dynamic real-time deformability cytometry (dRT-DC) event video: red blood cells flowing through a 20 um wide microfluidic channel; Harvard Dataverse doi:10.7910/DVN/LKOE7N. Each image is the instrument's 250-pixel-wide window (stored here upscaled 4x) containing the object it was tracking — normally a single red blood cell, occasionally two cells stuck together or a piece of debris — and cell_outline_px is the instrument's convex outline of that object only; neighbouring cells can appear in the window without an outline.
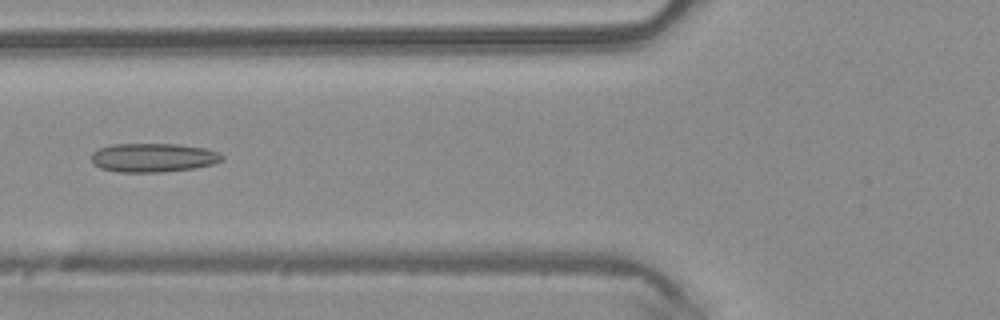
{"species": "common noctule bat (a hibernating species)", "species_latin": "Nyctalus noctula", "temperature_condition": "warm", "stored_images_in_passage": 5, "camera_frame_rate_fps": 3000, "um_per_image_px": 0.085, "animal": {"sex": "male", "body_mass_g": 20.4}, "frame": {"image": 1, "passage_image": 4, "time_ms": 1.0, "image_size_px": [1000, 320], "cell_outline_px": [[224, 160], [212, 164], [196, 168], [164, 172], [120, 172], [100, 168], [92, 164], [92, 152], [100, 148], [112, 144], [180, 144], [204, 148], [220, 152], [224, 156]], "centroid_in_image_um": [13.05, 13.4], "position_along_channel_um": 112.8, "area_um2": 22.2}}
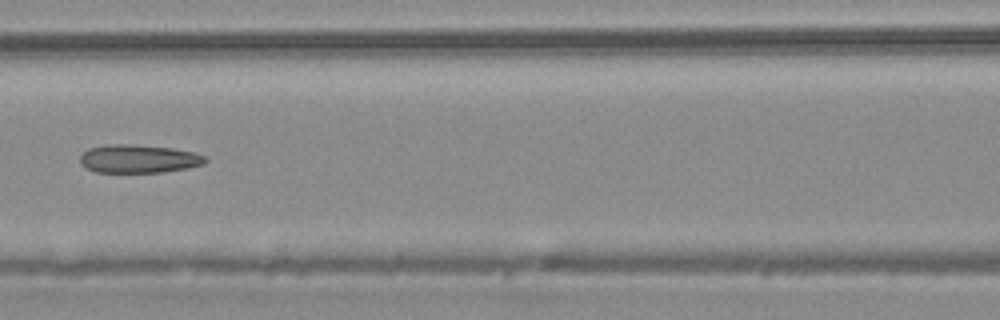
{"frame": {"image": 2, "passage_image": 5, "time_ms": 1.333, "image_size_px": [1000, 320], "cell_outline_px": [[208, 160], [204, 164], [188, 168], [160, 172], [96, 172], [84, 168], [80, 164], [80, 156], [88, 148], [108, 144], [124, 144], [172, 148], [192, 152], [208, 156]], "centroid_in_image_um": [11.77, 13.5], "position_along_channel_um": 154.8, "area_um2": 20.69}}